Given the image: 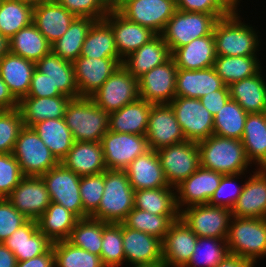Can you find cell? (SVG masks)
I'll list each match as a JSON object with an SVG mask.
<instances>
[{
    "mask_svg": "<svg viewBox=\"0 0 266 267\" xmlns=\"http://www.w3.org/2000/svg\"><path fill=\"white\" fill-rule=\"evenodd\" d=\"M242 11L244 9L236 8L215 23L213 35L217 56H263L260 51H264L263 44L266 45L264 39H261L264 34L257 30L258 27L252 21L250 24V20L240 14Z\"/></svg>",
    "mask_w": 266,
    "mask_h": 267,
    "instance_id": "1",
    "label": "cell"
},
{
    "mask_svg": "<svg viewBox=\"0 0 266 267\" xmlns=\"http://www.w3.org/2000/svg\"><path fill=\"white\" fill-rule=\"evenodd\" d=\"M200 166L222 175L252 172L255 167L247 159L243 143L239 139L216 134L197 143Z\"/></svg>",
    "mask_w": 266,
    "mask_h": 267,
    "instance_id": "2",
    "label": "cell"
},
{
    "mask_svg": "<svg viewBox=\"0 0 266 267\" xmlns=\"http://www.w3.org/2000/svg\"><path fill=\"white\" fill-rule=\"evenodd\" d=\"M64 119L74 141L101 142L108 131L109 114L90 97L71 99L66 106Z\"/></svg>",
    "mask_w": 266,
    "mask_h": 267,
    "instance_id": "3",
    "label": "cell"
},
{
    "mask_svg": "<svg viewBox=\"0 0 266 267\" xmlns=\"http://www.w3.org/2000/svg\"><path fill=\"white\" fill-rule=\"evenodd\" d=\"M133 208L134 189L126 172L105 170L101 202L90 217L107 223H121Z\"/></svg>",
    "mask_w": 266,
    "mask_h": 267,
    "instance_id": "4",
    "label": "cell"
},
{
    "mask_svg": "<svg viewBox=\"0 0 266 267\" xmlns=\"http://www.w3.org/2000/svg\"><path fill=\"white\" fill-rule=\"evenodd\" d=\"M226 242L230 255L257 265L266 258V219L232 217Z\"/></svg>",
    "mask_w": 266,
    "mask_h": 267,
    "instance_id": "5",
    "label": "cell"
},
{
    "mask_svg": "<svg viewBox=\"0 0 266 267\" xmlns=\"http://www.w3.org/2000/svg\"><path fill=\"white\" fill-rule=\"evenodd\" d=\"M225 16L227 15L176 10L160 35L172 53L176 48L182 47L196 38L210 35L217 20Z\"/></svg>",
    "mask_w": 266,
    "mask_h": 267,
    "instance_id": "6",
    "label": "cell"
},
{
    "mask_svg": "<svg viewBox=\"0 0 266 267\" xmlns=\"http://www.w3.org/2000/svg\"><path fill=\"white\" fill-rule=\"evenodd\" d=\"M12 154L23 176L41 177L60 163L33 128L27 126L20 131Z\"/></svg>",
    "mask_w": 266,
    "mask_h": 267,
    "instance_id": "7",
    "label": "cell"
},
{
    "mask_svg": "<svg viewBox=\"0 0 266 267\" xmlns=\"http://www.w3.org/2000/svg\"><path fill=\"white\" fill-rule=\"evenodd\" d=\"M108 114L140 98L138 79L122 65L90 96Z\"/></svg>",
    "mask_w": 266,
    "mask_h": 267,
    "instance_id": "8",
    "label": "cell"
},
{
    "mask_svg": "<svg viewBox=\"0 0 266 267\" xmlns=\"http://www.w3.org/2000/svg\"><path fill=\"white\" fill-rule=\"evenodd\" d=\"M169 104L187 141L198 143L213 135L214 117L200 99L175 96Z\"/></svg>",
    "mask_w": 266,
    "mask_h": 267,
    "instance_id": "9",
    "label": "cell"
},
{
    "mask_svg": "<svg viewBox=\"0 0 266 267\" xmlns=\"http://www.w3.org/2000/svg\"><path fill=\"white\" fill-rule=\"evenodd\" d=\"M179 217L197 237L226 239L232 212L225 207L202 204L180 210Z\"/></svg>",
    "mask_w": 266,
    "mask_h": 267,
    "instance_id": "10",
    "label": "cell"
},
{
    "mask_svg": "<svg viewBox=\"0 0 266 267\" xmlns=\"http://www.w3.org/2000/svg\"><path fill=\"white\" fill-rule=\"evenodd\" d=\"M169 186L176 187L200 167L196 142L185 140L156 151Z\"/></svg>",
    "mask_w": 266,
    "mask_h": 267,
    "instance_id": "11",
    "label": "cell"
},
{
    "mask_svg": "<svg viewBox=\"0 0 266 267\" xmlns=\"http://www.w3.org/2000/svg\"><path fill=\"white\" fill-rule=\"evenodd\" d=\"M46 184L51 202H55L73 212L79 219L84 218V208L80 195L81 177L66 168L61 162L41 176Z\"/></svg>",
    "mask_w": 266,
    "mask_h": 267,
    "instance_id": "12",
    "label": "cell"
},
{
    "mask_svg": "<svg viewBox=\"0 0 266 267\" xmlns=\"http://www.w3.org/2000/svg\"><path fill=\"white\" fill-rule=\"evenodd\" d=\"M101 144L107 170L124 171L135 158L150 150L146 136L109 130Z\"/></svg>",
    "mask_w": 266,
    "mask_h": 267,
    "instance_id": "13",
    "label": "cell"
},
{
    "mask_svg": "<svg viewBox=\"0 0 266 267\" xmlns=\"http://www.w3.org/2000/svg\"><path fill=\"white\" fill-rule=\"evenodd\" d=\"M116 10L129 21L160 35L177 8L173 0H124Z\"/></svg>",
    "mask_w": 266,
    "mask_h": 267,
    "instance_id": "14",
    "label": "cell"
},
{
    "mask_svg": "<svg viewBox=\"0 0 266 267\" xmlns=\"http://www.w3.org/2000/svg\"><path fill=\"white\" fill-rule=\"evenodd\" d=\"M177 66L171 57L138 78L140 98L152 104H169L176 96Z\"/></svg>",
    "mask_w": 266,
    "mask_h": 267,
    "instance_id": "15",
    "label": "cell"
},
{
    "mask_svg": "<svg viewBox=\"0 0 266 267\" xmlns=\"http://www.w3.org/2000/svg\"><path fill=\"white\" fill-rule=\"evenodd\" d=\"M145 136L155 151L186 140L170 104L151 105Z\"/></svg>",
    "mask_w": 266,
    "mask_h": 267,
    "instance_id": "16",
    "label": "cell"
},
{
    "mask_svg": "<svg viewBox=\"0 0 266 267\" xmlns=\"http://www.w3.org/2000/svg\"><path fill=\"white\" fill-rule=\"evenodd\" d=\"M125 266H162V240L122 224ZM129 263V264H128Z\"/></svg>",
    "mask_w": 266,
    "mask_h": 267,
    "instance_id": "17",
    "label": "cell"
},
{
    "mask_svg": "<svg viewBox=\"0 0 266 267\" xmlns=\"http://www.w3.org/2000/svg\"><path fill=\"white\" fill-rule=\"evenodd\" d=\"M26 218L37 220L51 204L49 192L41 177L24 176L7 197Z\"/></svg>",
    "mask_w": 266,
    "mask_h": 267,
    "instance_id": "18",
    "label": "cell"
},
{
    "mask_svg": "<svg viewBox=\"0 0 266 267\" xmlns=\"http://www.w3.org/2000/svg\"><path fill=\"white\" fill-rule=\"evenodd\" d=\"M123 59L86 58L79 56L74 62V74L79 97H90L122 65Z\"/></svg>",
    "mask_w": 266,
    "mask_h": 267,
    "instance_id": "19",
    "label": "cell"
},
{
    "mask_svg": "<svg viewBox=\"0 0 266 267\" xmlns=\"http://www.w3.org/2000/svg\"><path fill=\"white\" fill-rule=\"evenodd\" d=\"M222 176L218 172L200 166L175 187L178 210L194 205L208 204L211 196L219 187Z\"/></svg>",
    "mask_w": 266,
    "mask_h": 267,
    "instance_id": "20",
    "label": "cell"
},
{
    "mask_svg": "<svg viewBox=\"0 0 266 267\" xmlns=\"http://www.w3.org/2000/svg\"><path fill=\"white\" fill-rule=\"evenodd\" d=\"M197 235L179 217L162 241L163 267H185L197 244Z\"/></svg>",
    "mask_w": 266,
    "mask_h": 267,
    "instance_id": "21",
    "label": "cell"
},
{
    "mask_svg": "<svg viewBox=\"0 0 266 267\" xmlns=\"http://www.w3.org/2000/svg\"><path fill=\"white\" fill-rule=\"evenodd\" d=\"M231 212L232 217L266 219V168H255L247 175Z\"/></svg>",
    "mask_w": 266,
    "mask_h": 267,
    "instance_id": "22",
    "label": "cell"
},
{
    "mask_svg": "<svg viewBox=\"0 0 266 267\" xmlns=\"http://www.w3.org/2000/svg\"><path fill=\"white\" fill-rule=\"evenodd\" d=\"M104 20L113 30L116 49L122 59L157 35L148 27L129 21L117 10H111Z\"/></svg>",
    "mask_w": 266,
    "mask_h": 267,
    "instance_id": "23",
    "label": "cell"
},
{
    "mask_svg": "<svg viewBox=\"0 0 266 267\" xmlns=\"http://www.w3.org/2000/svg\"><path fill=\"white\" fill-rule=\"evenodd\" d=\"M75 15L56 0H49L33 7L32 23L52 45L68 30Z\"/></svg>",
    "mask_w": 266,
    "mask_h": 267,
    "instance_id": "24",
    "label": "cell"
},
{
    "mask_svg": "<svg viewBox=\"0 0 266 267\" xmlns=\"http://www.w3.org/2000/svg\"><path fill=\"white\" fill-rule=\"evenodd\" d=\"M3 244L14 253L17 261H26L44 254L52 242L39 230L36 220L28 219Z\"/></svg>",
    "mask_w": 266,
    "mask_h": 267,
    "instance_id": "25",
    "label": "cell"
},
{
    "mask_svg": "<svg viewBox=\"0 0 266 267\" xmlns=\"http://www.w3.org/2000/svg\"><path fill=\"white\" fill-rule=\"evenodd\" d=\"M61 163L80 177L107 170L101 142L74 141Z\"/></svg>",
    "mask_w": 266,
    "mask_h": 267,
    "instance_id": "26",
    "label": "cell"
},
{
    "mask_svg": "<svg viewBox=\"0 0 266 267\" xmlns=\"http://www.w3.org/2000/svg\"><path fill=\"white\" fill-rule=\"evenodd\" d=\"M124 171L134 191L172 187L167 183L155 150H149L135 158Z\"/></svg>",
    "mask_w": 266,
    "mask_h": 267,
    "instance_id": "27",
    "label": "cell"
},
{
    "mask_svg": "<svg viewBox=\"0 0 266 267\" xmlns=\"http://www.w3.org/2000/svg\"><path fill=\"white\" fill-rule=\"evenodd\" d=\"M266 69L257 74L231 83L230 98L235 100L248 113H263L266 110Z\"/></svg>",
    "mask_w": 266,
    "mask_h": 267,
    "instance_id": "28",
    "label": "cell"
},
{
    "mask_svg": "<svg viewBox=\"0 0 266 267\" xmlns=\"http://www.w3.org/2000/svg\"><path fill=\"white\" fill-rule=\"evenodd\" d=\"M225 86L212 67L199 70H177L176 96L200 99Z\"/></svg>",
    "mask_w": 266,
    "mask_h": 267,
    "instance_id": "29",
    "label": "cell"
},
{
    "mask_svg": "<svg viewBox=\"0 0 266 267\" xmlns=\"http://www.w3.org/2000/svg\"><path fill=\"white\" fill-rule=\"evenodd\" d=\"M216 56L213 32L205 37L196 38L190 43L176 48L171 53L177 68L184 70H199L212 67Z\"/></svg>",
    "mask_w": 266,
    "mask_h": 267,
    "instance_id": "30",
    "label": "cell"
},
{
    "mask_svg": "<svg viewBox=\"0 0 266 267\" xmlns=\"http://www.w3.org/2000/svg\"><path fill=\"white\" fill-rule=\"evenodd\" d=\"M171 58L169 46L161 35H156L138 50L123 59L122 66L137 79Z\"/></svg>",
    "mask_w": 266,
    "mask_h": 267,
    "instance_id": "31",
    "label": "cell"
},
{
    "mask_svg": "<svg viewBox=\"0 0 266 267\" xmlns=\"http://www.w3.org/2000/svg\"><path fill=\"white\" fill-rule=\"evenodd\" d=\"M151 105L152 103L139 98L118 111L110 113L108 130L145 136Z\"/></svg>",
    "mask_w": 266,
    "mask_h": 267,
    "instance_id": "32",
    "label": "cell"
},
{
    "mask_svg": "<svg viewBox=\"0 0 266 267\" xmlns=\"http://www.w3.org/2000/svg\"><path fill=\"white\" fill-rule=\"evenodd\" d=\"M34 70V62L10 52L0 59V76L18 101L28 95Z\"/></svg>",
    "mask_w": 266,
    "mask_h": 267,
    "instance_id": "33",
    "label": "cell"
},
{
    "mask_svg": "<svg viewBox=\"0 0 266 267\" xmlns=\"http://www.w3.org/2000/svg\"><path fill=\"white\" fill-rule=\"evenodd\" d=\"M70 100L71 98L67 96L23 97L19 101L18 108L24 126L32 127L43 120L64 118Z\"/></svg>",
    "mask_w": 266,
    "mask_h": 267,
    "instance_id": "34",
    "label": "cell"
},
{
    "mask_svg": "<svg viewBox=\"0 0 266 267\" xmlns=\"http://www.w3.org/2000/svg\"><path fill=\"white\" fill-rule=\"evenodd\" d=\"M35 69L53 83L63 95L73 99L79 97L73 63L63 60L52 51L35 63Z\"/></svg>",
    "mask_w": 266,
    "mask_h": 267,
    "instance_id": "35",
    "label": "cell"
},
{
    "mask_svg": "<svg viewBox=\"0 0 266 267\" xmlns=\"http://www.w3.org/2000/svg\"><path fill=\"white\" fill-rule=\"evenodd\" d=\"M247 159L255 168H266V122L263 113L248 114L241 138Z\"/></svg>",
    "mask_w": 266,
    "mask_h": 267,
    "instance_id": "36",
    "label": "cell"
},
{
    "mask_svg": "<svg viewBox=\"0 0 266 267\" xmlns=\"http://www.w3.org/2000/svg\"><path fill=\"white\" fill-rule=\"evenodd\" d=\"M78 217L58 203L51 202L45 212L36 220L39 230L52 242L67 240Z\"/></svg>",
    "mask_w": 266,
    "mask_h": 267,
    "instance_id": "37",
    "label": "cell"
},
{
    "mask_svg": "<svg viewBox=\"0 0 266 267\" xmlns=\"http://www.w3.org/2000/svg\"><path fill=\"white\" fill-rule=\"evenodd\" d=\"M32 128L59 162L73 146L74 139L64 118L43 120Z\"/></svg>",
    "mask_w": 266,
    "mask_h": 267,
    "instance_id": "38",
    "label": "cell"
},
{
    "mask_svg": "<svg viewBox=\"0 0 266 267\" xmlns=\"http://www.w3.org/2000/svg\"><path fill=\"white\" fill-rule=\"evenodd\" d=\"M260 56H216L213 68L224 84L229 86L257 74L263 68L262 59H265V56Z\"/></svg>",
    "mask_w": 266,
    "mask_h": 267,
    "instance_id": "39",
    "label": "cell"
},
{
    "mask_svg": "<svg viewBox=\"0 0 266 267\" xmlns=\"http://www.w3.org/2000/svg\"><path fill=\"white\" fill-rule=\"evenodd\" d=\"M9 45L10 53L34 63L51 52V44L33 23L10 38Z\"/></svg>",
    "mask_w": 266,
    "mask_h": 267,
    "instance_id": "40",
    "label": "cell"
},
{
    "mask_svg": "<svg viewBox=\"0 0 266 267\" xmlns=\"http://www.w3.org/2000/svg\"><path fill=\"white\" fill-rule=\"evenodd\" d=\"M81 57L122 59L116 49L113 30L104 20H96L82 46Z\"/></svg>",
    "mask_w": 266,
    "mask_h": 267,
    "instance_id": "41",
    "label": "cell"
},
{
    "mask_svg": "<svg viewBox=\"0 0 266 267\" xmlns=\"http://www.w3.org/2000/svg\"><path fill=\"white\" fill-rule=\"evenodd\" d=\"M95 21L93 18L76 17L64 35L51 45V51L73 63L81 55L83 43Z\"/></svg>",
    "mask_w": 266,
    "mask_h": 267,
    "instance_id": "42",
    "label": "cell"
},
{
    "mask_svg": "<svg viewBox=\"0 0 266 267\" xmlns=\"http://www.w3.org/2000/svg\"><path fill=\"white\" fill-rule=\"evenodd\" d=\"M134 208L156 215H179L175 187L134 191Z\"/></svg>",
    "mask_w": 266,
    "mask_h": 267,
    "instance_id": "43",
    "label": "cell"
},
{
    "mask_svg": "<svg viewBox=\"0 0 266 267\" xmlns=\"http://www.w3.org/2000/svg\"><path fill=\"white\" fill-rule=\"evenodd\" d=\"M247 115L248 113L235 100L230 98L213 116V134L241 140Z\"/></svg>",
    "mask_w": 266,
    "mask_h": 267,
    "instance_id": "44",
    "label": "cell"
},
{
    "mask_svg": "<svg viewBox=\"0 0 266 267\" xmlns=\"http://www.w3.org/2000/svg\"><path fill=\"white\" fill-rule=\"evenodd\" d=\"M33 19V7L15 0L0 1V33L12 38L20 29L29 26Z\"/></svg>",
    "mask_w": 266,
    "mask_h": 267,
    "instance_id": "45",
    "label": "cell"
},
{
    "mask_svg": "<svg viewBox=\"0 0 266 267\" xmlns=\"http://www.w3.org/2000/svg\"><path fill=\"white\" fill-rule=\"evenodd\" d=\"M179 215H156L138 208H133L121 222L125 227L153 235L162 241L174 220Z\"/></svg>",
    "mask_w": 266,
    "mask_h": 267,
    "instance_id": "46",
    "label": "cell"
},
{
    "mask_svg": "<svg viewBox=\"0 0 266 267\" xmlns=\"http://www.w3.org/2000/svg\"><path fill=\"white\" fill-rule=\"evenodd\" d=\"M103 221L92 218L78 219L67 239L73 246L100 256L102 247Z\"/></svg>",
    "mask_w": 266,
    "mask_h": 267,
    "instance_id": "47",
    "label": "cell"
},
{
    "mask_svg": "<svg viewBox=\"0 0 266 267\" xmlns=\"http://www.w3.org/2000/svg\"><path fill=\"white\" fill-rule=\"evenodd\" d=\"M55 267H105L101 257L67 240L52 243Z\"/></svg>",
    "mask_w": 266,
    "mask_h": 267,
    "instance_id": "48",
    "label": "cell"
},
{
    "mask_svg": "<svg viewBox=\"0 0 266 267\" xmlns=\"http://www.w3.org/2000/svg\"><path fill=\"white\" fill-rule=\"evenodd\" d=\"M228 255L226 239L198 237L191 259L185 267H215Z\"/></svg>",
    "mask_w": 266,
    "mask_h": 267,
    "instance_id": "49",
    "label": "cell"
},
{
    "mask_svg": "<svg viewBox=\"0 0 266 267\" xmlns=\"http://www.w3.org/2000/svg\"><path fill=\"white\" fill-rule=\"evenodd\" d=\"M100 257L105 267H124L122 223L103 222Z\"/></svg>",
    "mask_w": 266,
    "mask_h": 267,
    "instance_id": "50",
    "label": "cell"
},
{
    "mask_svg": "<svg viewBox=\"0 0 266 267\" xmlns=\"http://www.w3.org/2000/svg\"><path fill=\"white\" fill-rule=\"evenodd\" d=\"M249 173L242 172L239 174L223 175L219 187L211 196L208 204L231 210L242 192L245 179Z\"/></svg>",
    "mask_w": 266,
    "mask_h": 267,
    "instance_id": "51",
    "label": "cell"
},
{
    "mask_svg": "<svg viewBox=\"0 0 266 267\" xmlns=\"http://www.w3.org/2000/svg\"><path fill=\"white\" fill-rule=\"evenodd\" d=\"M24 127L19 108L0 110V153H12Z\"/></svg>",
    "mask_w": 266,
    "mask_h": 267,
    "instance_id": "52",
    "label": "cell"
},
{
    "mask_svg": "<svg viewBox=\"0 0 266 267\" xmlns=\"http://www.w3.org/2000/svg\"><path fill=\"white\" fill-rule=\"evenodd\" d=\"M79 190L84 208V218H86L98 209L101 202L104 191V172L81 177Z\"/></svg>",
    "mask_w": 266,
    "mask_h": 267,
    "instance_id": "53",
    "label": "cell"
},
{
    "mask_svg": "<svg viewBox=\"0 0 266 267\" xmlns=\"http://www.w3.org/2000/svg\"><path fill=\"white\" fill-rule=\"evenodd\" d=\"M12 153H0V198H7L23 178Z\"/></svg>",
    "mask_w": 266,
    "mask_h": 267,
    "instance_id": "54",
    "label": "cell"
},
{
    "mask_svg": "<svg viewBox=\"0 0 266 267\" xmlns=\"http://www.w3.org/2000/svg\"><path fill=\"white\" fill-rule=\"evenodd\" d=\"M176 8L211 15H229L236 9L229 0H177Z\"/></svg>",
    "mask_w": 266,
    "mask_h": 267,
    "instance_id": "55",
    "label": "cell"
},
{
    "mask_svg": "<svg viewBox=\"0 0 266 267\" xmlns=\"http://www.w3.org/2000/svg\"><path fill=\"white\" fill-rule=\"evenodd\" d=\"M76 17L102 20L111 11L102 0H56Z\"/></svg>",
    "mask_w": 266,
    "mask_h": 267,
    "instance_id": "56",
    "label": "cell"
},
{
    "mask_svg": "<svg viewBox=\"0 0 266 267\" xmlns=\"http://www.w3.org/2000/svg\"><path fill=\"white\" fill-rule=\"evenodd\" d=\"M28 218L20 213L7 198H0V243L22 226Z\"/></svg>",
    "mask_w": 266,
    "mask_h": 267,
    "instance_id": "57",
    "label": "cell"
},
{
    "mask_svg": "<svg viewBox=\"0 0 266 267\" xmlns=\"http://www.w3.org/2000/svg\"><path fill=\"white\" fill-rule=\"evenodd\" d=\"M65 96L57 88H54L53 83L47 78V75L42 74L36 69L33 72L30 89L26 97H55Z\"/></svg>",
    "mask_w": 266,
    "mask_h": 267,
    "instance_id": "58",
    "label": "cell"
},
{
    "mask_svg": "<svg viewBox=\"0 0 266 267\" xmlns=\"http://www.w3.org/2000/svg\"><path fill=\"white\" fill-rule=\"evenodd\" d=\"M229 99V87L225 85L222 89L204 95L200 98V101L202 105L214 116Z\"/></svg>",
    "mask_w": 266,
    "mask_h": 267,
    "instance_id": "59",
    "label": "cell"
},
{
    "mask_svg": "<svg viewBox=\"0 0 266 267\" xmlns=\"http://www.w3.org/2000/svg\"><path fill=\"white\" fill-rule=\"evenodd\" d=\"M15 267H55L52 246L44 253L26 261H17Z\"/></svg>",
    "mask_w": 266,
    "mask_h": 267,
    "instance_id": "60",
    "label": "cell"
},
{
    "mask_svg": "<svg viewBox=\"0 0 266 267\" xmlns=\"http://www.w3.org/2000/svg\"><path fill=\"white\" fill-rule=\"evenodd\" d=\"M18 106L19 101L13 96L0 76V110H12Z\"/></svg>",
    "mask_w": 266,
    "mask_h": 267,
    "instance_id": "61",
    "label": "cell"
},
{
    "mask_svg": "<svg viewBox=\"0 0 266 267\" xmlns=\"http://www.w3.org/2000/svg\"><path fill=\"white\" fill-rule=\"evenodd\" d=\"M256 265L250 260L235 255H228L223 261L215 267H255Z\"/></svg>",
    "mask_w": 266,
    "mask_h": 267,
    "instance_id": "62",
    "label": "cell"
},
{
    "mask_svg": "<svg viewBox=\"0 0 266 267\" xmlns=\"http://www.w3.org/2000/svg\"><path fill=\"white\" fill-rule=\"evenodd\" d=\"M16 257L3 243H0V267H15Z\"/></svg>",
    "mask_w": 266,
    "mask_h": 267,
    "instance_id": "63",
    "label": "cell"
},
{
    "mask_svg": "<svg viewBox=\"0 0 266 267\" xmlns=\"http://www.w3.org/2000/svg\"><path fill=\"white\" fill-rule=\"evenodd\" d=\"M10 52L9 39L0 33V59Z\"/></svg>",
    "mask_w": 266,
    "mask_h": 267,
    "instance_id": "64",
    "label": "cell"
},
{
    "mask_svg": "<svg viewBox=\"0 0 266 267\" xmlns=\"http://www.w3.org/2000/svg\"><path fill=\"white\" fill-rule=\"evenodd\" d=\"M110 10H116L124 0H102Z\"/></svg>",
    "mask_w": 266,
    "mask_h": 267,
    "instance_id": "65",
    "label": "cell"
},
{
    "mask_svg": "<svg viewBox=\"0 0 266 267\" xmlns=\"http://www.w3.org/2000/svg\"><path fill=\"white\" fill-rule=\"evenodd\" d=\"M15 1L23 2L32 7H35L36 5L41 4L42 2L49 1V0H15Z\"/></svg>",
    "mask_w": 266,
    "mask_h": 267,
    "instance_id": "66",
    "label": "cell"
},
{
    "mask_svg": "<svg viewBox=\"0 0 266 267\" xmlns=\"http://www.w3.org/2000/svg\"><path fill=\"white\" fill-rule=\"evenodd\" d=\"M236 8H244L242 6L243 0H229Z\"/></svg>",
    "mask_w": 266,
    "mask_h": 267,
    "instance_id": "67",
    "label": "cell"
},
{
    "mask_svg": "<svg viewBox=\"0 0 266 267\" xmlns=\"http://www.w3.org/2000/svg\"><path fill=\"white\" fill-rule=\"evenodd\" d=\"M127 267H163V266H127Z\"/></svg>",
    "mask_w": 266,
    "mask_h": 267,
    "instance_id": "68",
    "label": "cell"
},
{
    "mask_svg": "<svg viewBox=\"0 0 266 267\" xmlns=\"http://www.w3.org/2000/svg\"><path fill=\"white\" fill-rule=\"evenodd\" d=\"M264 119H265V122H266V110L264 111Z\"/></svg>",
    "mask_w": 266,
    "mask_h": 267,
    "instance_id": "69",
    "label": "cell"
}]
</instances>
